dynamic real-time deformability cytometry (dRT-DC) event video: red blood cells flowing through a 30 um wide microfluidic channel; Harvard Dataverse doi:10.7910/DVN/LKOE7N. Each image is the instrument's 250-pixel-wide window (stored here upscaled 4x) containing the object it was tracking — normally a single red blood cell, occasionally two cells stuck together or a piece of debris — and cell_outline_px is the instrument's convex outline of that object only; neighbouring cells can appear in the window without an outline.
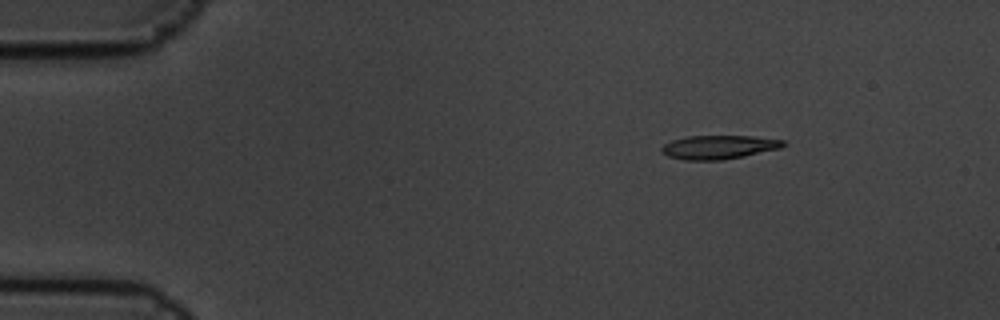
{"species": "common noctule bat (a hibernating species)", "species_latin": "Nyctalus noctula", "temperature_condition": "cold", "stored_images_in_passage": 4, "camera_frame_rate_fps": 3000, "um_per_image_px": 0.085, "animal": {"sex": "male", "body_mass_g": 19.5, "forearm_length_mm": 54.6}, "frame": {"image": 1, "passage_image": 1, "time_ms": 0.0, "image_size_px": [1000, 320], "cell_outline_px": [[788, 144], [780, 148], [744, 156], [724, 160], [684, 160], [668, 156], [660, 148], [664, 144], [672, 140], [684, 136], [752, 136], [784, 140]], "centroid_in_image_um": [61.11, 12.5], "position_along_channel_um": 23.9, "area_um2": 16.88}}
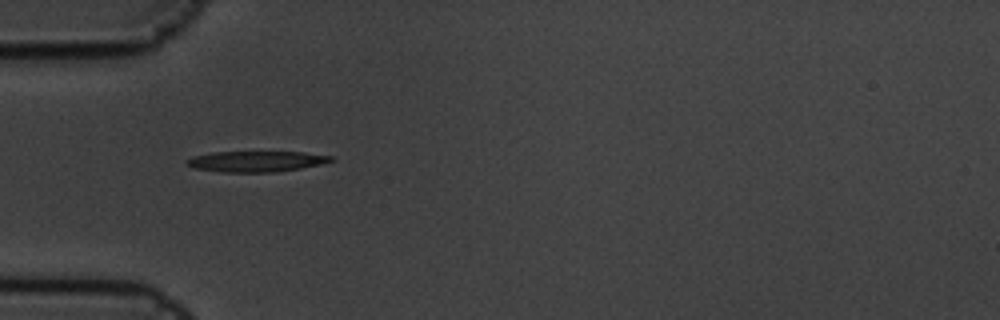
{"frame": {"image": 2, "passage_image": 4, "time_ms": 1.0, "image_size_px": [1000, 320], "cell_outline_px": [[336, 160], [320, 164], [300, 168], [272, 172], [224, 172], [192, 168], [188, 164], [188, 160], [192, 156], [212, 152], [304, 152], [332, 156]], "centroid_in_image_um": [21.79, 13.71], "position_along_channel_um": 63.2, "area_um2": 17.28}}